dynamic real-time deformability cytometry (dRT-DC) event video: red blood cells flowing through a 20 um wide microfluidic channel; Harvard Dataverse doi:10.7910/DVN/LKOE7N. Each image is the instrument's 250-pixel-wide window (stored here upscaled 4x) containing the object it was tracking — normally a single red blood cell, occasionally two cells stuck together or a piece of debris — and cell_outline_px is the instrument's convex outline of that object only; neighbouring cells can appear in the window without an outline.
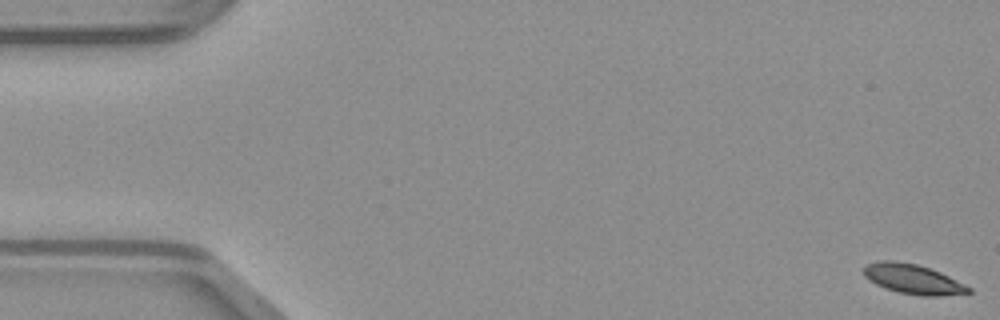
{"species": "common noctule bat (a hibernating species)", "species_latin": "Nyctalus noctula", "temperature_condition": "warm", "stored_images_in_passage": 50, "camera_frame_rate_fps": 3000, "um_per_image_px": 0.085, "animal": {"sex": "male", "body_mass_g": 23.1, "forearm_length_mm": 52.7}, "frame": {"image": 1, "passage_image": 1, "time_ms": 0.0, "image_size_px": [1000, 320], "cell_outline_px": [[972, 292], [940, 296], [920, 296], [900, 292], [884, 288], [868, 280], [864, 276], [860, 268], [864, 264], [880, 260], [896, 260], [916, 264], [940, 272], [972, 288]], "centroid_in_image_um": [77.52, 23.71], "position_along_channel_um": 7.5, "area_um2": 18.38}}
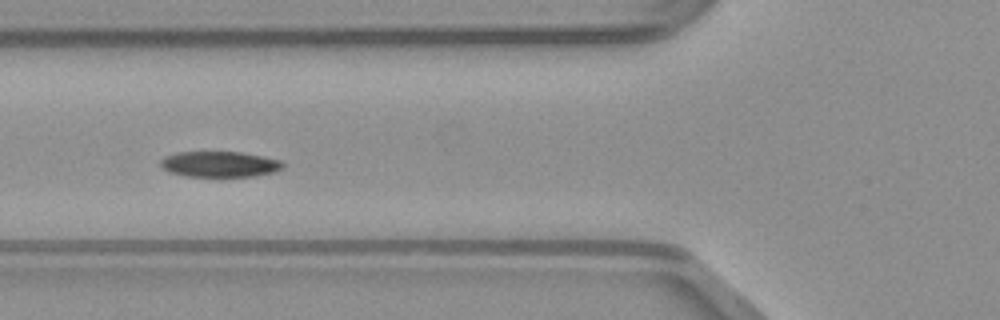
{"frame": {"image": 2, "passage_image": 19, "time_ms": 6.0, "image_size_px": [1000, 320], "cell_outline_px": [[284, 168], [276, 172], [256, 176], [188, 176], [168, 172], [160, 164], [160, 160], [164, 156], [176, 152], [240, 152], [264, 156], [284, 160]], "centroid_in_image_um": [18.73, 13.95], "position_along_channel_um": 107.1, "area_um2": 18.55}}
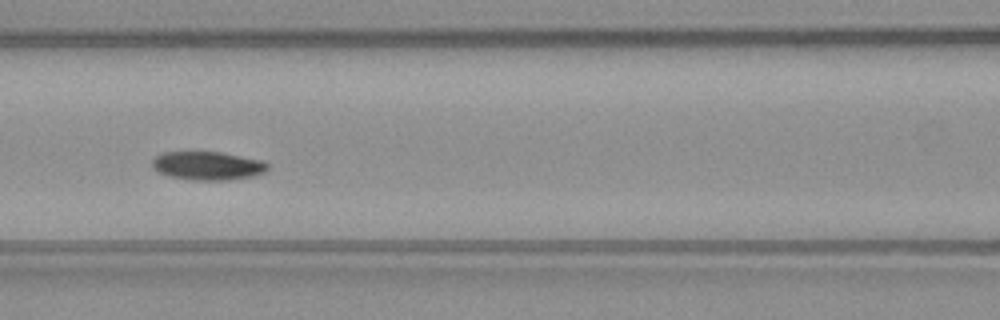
{"frame": {"image": 3, "passage_image": 22, "time_ms": 7.0, "image_size_px": [1000, 320], "cell_outline_px": [[268, 168], [264, 172], [252, 176], [228, 180], [192, 180], [172, 176], [156, 172], [152, 168], [152, 160], [156, 156], [164, 152], [220, 152], [264, 160], [268, 164]], "centroid_in_image_um": [17.65, 14.08], "position_along_channel_um": 149.0, "area_um2": 19.19}}